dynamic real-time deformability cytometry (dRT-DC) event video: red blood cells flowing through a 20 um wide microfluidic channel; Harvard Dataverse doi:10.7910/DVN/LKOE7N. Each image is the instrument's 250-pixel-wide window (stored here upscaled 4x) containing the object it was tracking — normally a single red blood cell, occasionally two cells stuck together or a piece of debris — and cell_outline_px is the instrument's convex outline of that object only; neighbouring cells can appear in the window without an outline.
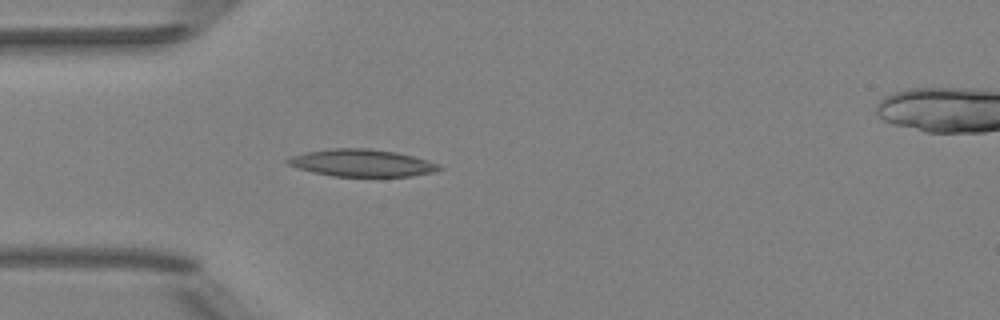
{"species": "Egyptian fruit bat (a non-hibernating species)", "species_latin": "Rousettus aegyptiacus", "temperature_condition": "room temperature", "stored_images_in_passage": 6, "camera_frame_rate_fps": 3000, "um_per_image_px": 0.085, "animal": {"sex": "female"}, "frame": {"image": 1, "passage_image": 5, "time_ms": 4.667, "image_size_px": [1000, 320], "cell_outline_px": [[444, 168], [436, 172], [412, 176], [332, 176], [312, 172], [288, 164], [284, 160], [288, 156], [308, 152], [332, 148], [368, 148], [396, 152], [428, 160], [440, 164]], "centroid_in_image_um": [30.79, 13.85], "position_along_channel_um": 54.2, "area_um2": 24.1}}